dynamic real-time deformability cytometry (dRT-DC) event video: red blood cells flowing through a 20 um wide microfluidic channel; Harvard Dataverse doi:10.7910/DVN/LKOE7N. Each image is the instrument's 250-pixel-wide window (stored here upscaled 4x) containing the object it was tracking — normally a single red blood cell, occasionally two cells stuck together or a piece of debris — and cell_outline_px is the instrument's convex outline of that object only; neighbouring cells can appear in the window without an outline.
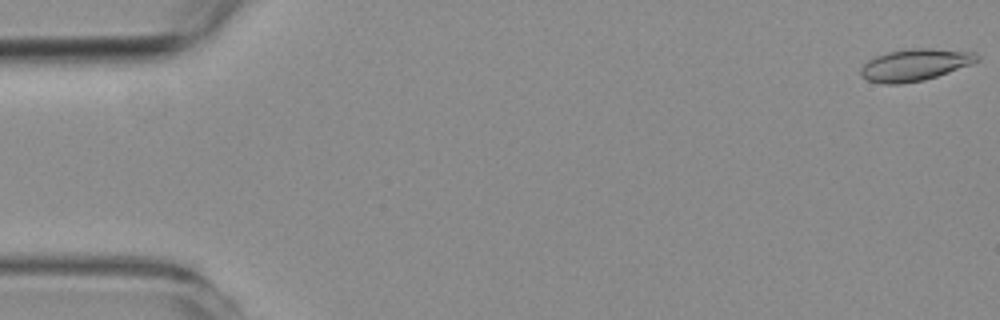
{"species": "common noctule bat (a hibernating species)", "species_latin": "Nyctalus noctula", "temperature_condition": "room temperature", "stored_images_in_passage": 55, "camera_frame_rate_fps": 3000, "um_per_image_px": 0.085, "animal": {"sex": "female", "body_mass_g": 19.3, "forearm_length_mm": 54.1}, "frame": {"image": 1, "passage_image": 1, "time_ms": 0.0, "image_size_px": [1000, 320], "cell_outline_px": [[980, 60], [972, 64], [924, 80], [904, 84], [884, 84], [868, 80], [860, 76], [860, 68], [868, 60], [876, 56], [888, 52], [908, 48], [932, 48], [976, 52], [980, 56]], "centroid_in_image_um": [77.78, 5.51], "position_along_channel_um": 7.2, "area_um2": 21.79}}
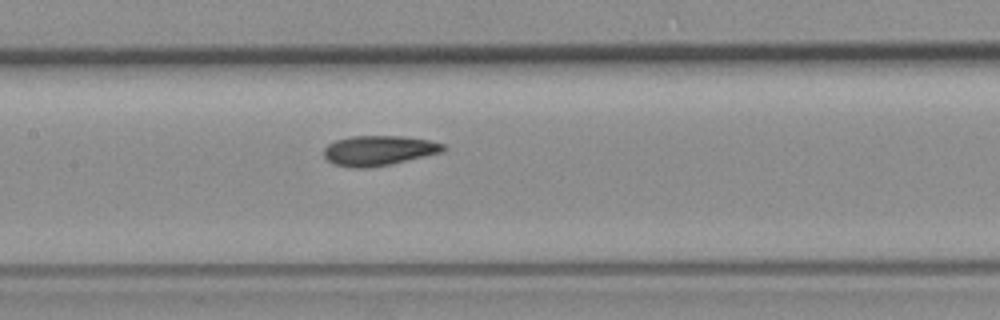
{"frame": {"image": 2, "passage_image": 26, "time_ms": 8.333, "image_size_px": [1000, 320], "cell_outline_px": [[448, 148], [440, 152], [424, 156], [388, 164], [364, 168], [352, 168], [332, 164], [324, 156], [324, 148], [328, 144], [336, 140], [352, 136], [404, 136], [428, 140], [444, 144]], "centroid_in_image_um": [32.16, 12.79], "position_along_channel_um": 175.2, "area_um2": 20.63}}
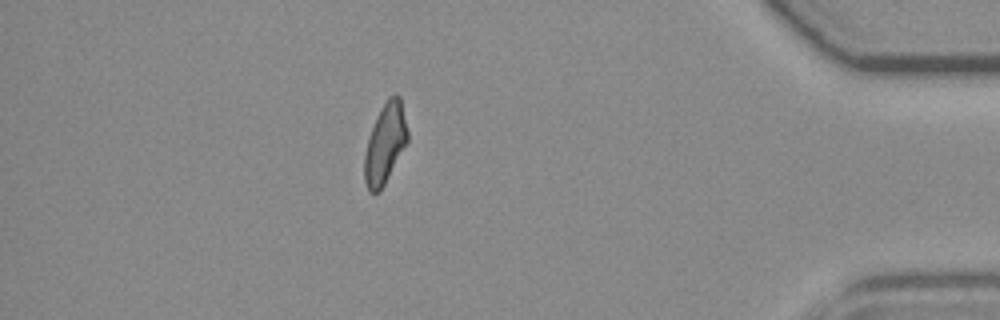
{"frame": {"image": 3, "passage_image": 48, "time_ms": 15.667, "image_size_px": [1000, 320], "cell_outline_px": [[408, 140], [380, 192], [368, 192], [364, 180], [364, 156], [368, 140], [376, 116], [388, 96], [396, 92], [400, 96], [408, 132]], "centroid_in_image_um": [32.73, 12.18], "position_along_channel_um": 402.5, "area_um2": 20.0}, "authors_computed_cell_mechanics": {"area_um2": 20.519, "velocity_mm_per_s": 3.755, "shape_relaxation_time_tau1_ms": 7.2614, "shape_relaxation_time_tau2_ms": 3.583, "deformation_change_tau1": 0.1731, "deformation_change_tau2": 0.1025}}